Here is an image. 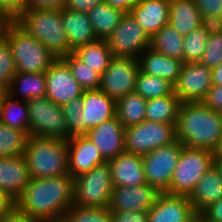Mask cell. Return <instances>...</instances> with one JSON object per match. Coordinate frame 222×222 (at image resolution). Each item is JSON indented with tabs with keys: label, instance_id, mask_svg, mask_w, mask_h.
<instances>
[{
	"label": "cell",
	"instance_id": "1",
	"mask_svg": "<svg viewBox=\"0 0 222 222\" xmlns=\"http://www.w3.org/2000/svg\"><path fill=\"white\" fill-rule=\"evenodd\" d=\"M74 178L69 175L31 178L15 208L45 222H61L73 205Z\"/></svg>",
	"mask_w": 222,
	"mask_h": 222
},
{
	"label": "cell",
	"instance_id": "2",
	"mask_svg": "<svg viewBox=\"0 0 222 222\" xmlns=\"http://www.w3.org/2000/svg\"><path fill=\"white\" fill-rule=\"evenodd\" d=\"M176 137L184 146L217 152L222 141V113L203 102L181 103Z\"/></svg>",
	"mask_w": 222,
	"mask_h": 222
},
{
	"label": "cell",
	"instance_id": "3",
	"mask_svg": "<svg viewBox=\"0 0 222 222\" xmlns=\"http://www.w3.org/2000/svg\"><path fill=\"white\" fill-rule=\"evenodd\" d=\"M9 43L20 73H45L57 58L15 21H5L0 33Z\"/></svg>",
	"mask_w": 222,
	"mask_h": 222
},
{
	"label": "cell",
	"instance_id": "4",
	"mask_svg": "<svg viewBox=\"0 0 222 222\" xmlns=\"http://www.w3.org/2000/svg\"><path fill=\"white\" fill-rule=\"evenodd\" d=\"M14 21L39 40L57 59L70 53L60 9H24Z\"/></svg>",
	"mask_w": 222,
	"mask_h": 222
},
{
	"label": "cell",
	"instance_id": "5",
	"mask_svg": "<svg viewBox=\"0 0 222 222\" xmlns=\"http://www.w3.org/2000/svg\"><path fill=\"white\" fill-rule=\"evenodd\" d=\"M23 156L31 178L69 175L66 140L28 136Z\"/></svg>",
	"mask_w": 222,
	"mask_h": 222
},
{
	"label": "cell",
	"instance_id": "6",
	"mask_svg": "<svg viewBox=\"0 0 222 222\" xmlns=\"http://www.w3.org/2000/svg\"><path fill=\"white\" fill-rule=\"evenodd\" d=\"M213 164V152L183 146L171 178L170 187L165 193L189 197L197 183Z\"/></svg>",
	"mask_w": 222,
	"mask_h": 222
},
{
	"label": "cell",
	"instance_id": "7",
	"mask_svg": "<svg viewBox=\"0 0 222 222\" xmlns=\"http://www.w3.org/2000/svg\"><path fill=\"white\" fill-rule=\"evenodd\" d=\"M113 187L106 161L74 178L73 204L109 208Z\"/></svg>",
	"mask_w": 222,
	"mask_h": 222
},
{
	"label": "cell",
	"instance_id": "8",
	"mask_svg": "<svg viewBox=\"0 0 222 222\" xmlns=\"http://www.w3.org/2000/svg\"><path fill=\"white\" fill-rule=\"evenodd\" d=\"M29 109V136L69 139V130L62 107L46 96L27 101Z\"/></svg>",
	"mask_w": 222,
	"mask_h": 222
},
{
	"label": "cell",
	"instance_id": "9",
	"mask_svg": "<svg viewBox=\"0 0 222 222\" xmlns=\"http://www.w3.org/2000/svg\"><path fill=\"white\" fill-rule=\"evenodd\" d=\"M176 141V124L144 120L125 128V151L129 153L143 156Z\"/></svg>",
	"mask_w": 222,
	"mask_h": 222
},
{
	"label": "cell",
	"instance_id": "10",
	"mask_svg": "<svg viewBox=\"0 0 222 222\" xmlns=\"http://www.w3.org/2000/svg\"><path fill=\"white\" fill-rule=\"evenodd\" d=\"M183 146L177 140L143 155L142 163L146 183L155 187L160 193H165L170 187Z\"/></svg>",
	"mask_w": 222,
	"mask_h": 222
},
{
	"label": "cell",
	"instance_id": "11",
	"mask_svg": "<svg viewBox=\"0 0 222 222\" xmlns=\"http://www.w3.org/2000/svg\"><path fill=\"white\" fill-rule=\"evenodd\" d=\"M113 57L133 58L151 47V37L144 31L138 21L125 13L113 33L106 39Z\"/></svg>",
	"mask_w": 222,
	"mask_h": 222
},
{
	"label": "cell",
	"instance_id": "12",
	"mask_svg": "<svg viewBox=\"0 0 222 222\" xmlns=\"http://www.w3.org/2000/svg\"><path fill=\"white\" fill-rule=\"evenodd\" d=\"M140 72L139 61L133 58L113 57L101 75L99 89L117 101L123 96L135 92Z\"/></svg>",
	"mask_w": 222,
	"mask_h": 222
},
{
	"label": "cell",
	"instance_id": "13",
	"mask_svg": "<svg viewBox=\"0 0 222 222\" xmlns=\"http://www.w3.org/2000/svg\"><path fill=\"white\" fill-rule=\"evenodd\" d=\"M211 86V68L200 61L186 62L174 83V93L181 103L202 102Z\"/></svg>",
	"mask_w": 222,
	"mask_h": 222
},
{
	"label": "cell",
	"instance_id": "14",
	"mask_svg": "<svg viewBox=\"0 0 222 222\" xmlns=\"http://www.w3.org/2000/svg\"><path fill=\"white\" fill-rule=\"evenodd\" d=\"M45 82V96L61 107L71 99L81 97L84 91L62 59H57L45 72Z\"/></svg>",
	"mask_w": 222,
	"mask_h": 222
},
{
	"label": "cell",
	"instance_id": "15",
	"mask_svg": "<svg viewBox=\"0 0 222 222\" xmlns=\"http://www.w3.org/2000/svg\"><path fill=\"white\" fill-rule=\"evenodd\" d=\"M160 192L148 183L138 186H114L109 210L112 212L149 211Z\"/></svg>",
	"mask_w": 222,
	"mask_h": 222
},
{
	"label": "cell",
	"instance_id": "16",
	"mask_svg": "<svg viewBox=\"0 0 222 222\" xmlns=\"http://www.w3.org/2000/svg\"><path fill=\"white\" fill-rule=\"evenodd\" d=\"M196 213L188 196L160 193L148 211V222H193Z\"/></svg>",
	"mask_w": 222,
	"mask_h": 222
},
{
	"label": "cell",
	"instance_id": "17",
	"mask_svg": "<svg viewBox=\"0 0 222 222\" xmlns=\"http://www.w3.org/2000/svg\"><path fill=\"white\" fill-rule=\"evenodd\" d=\"M85 136L93 142L106 161L125 151V127L117 116L92 128Z\"/></svg>",
	"mask_w": 222,
	"mask_h": 222
},
{
	"label": "cell",
	"instance_id": "18",
	"mask_svg": "<svg viewBox=\"0 0 222 222\" xmlns=\"http://www.w3.org/2000/svg\"><path fill=\"white\" fill-rule=\"evenodd\" d=\"M83 135L116 116V101L100 89L85 90L82 94Z\"/></svg>",
	"mask_w": 222,
	"mask_h": 222
},
{
	"label": "cell",
	"instance_id": "19",
	"mask_svg": "<svg viewBox=\"0 0 222 222\" xmlns=\"http://www.w3.org/2000/svg\"><path fill=\"white\" fill-rule=\"evenodd\" d=\"M69 174L75 178L105 163L100 151L85 135L73 136L67 140Z\"/></svg>",
	"mask_w": 222,
	"mask_h": 222
},
{
	"label": "cell",
	"instance_id": "20",
	"mask_svg": "<svg viewBox=\"0 0 222 222\" xmlns=\"http://www.w3.org/2000/svg\"><path fill=\"white\" fill-rule=\"evenodd\" d=\"M30 181L31 176L23 155L0 157V190L16 201Z\"/></svg>",
	"mask_w": 222,
	"mask_h": 222
},
{
	"label": "cell",
	"instance_id": "21",
	"mask_svg": "<svg viewBox=\"0 0 222 222\" xmlns=\"http://www.w3.org/2000/svg\"><path fill=\"white\" fill-rule=\"evenodd\" d=\"M113 186H138L146 183L142 155L122 152L108 161Z\"/></svg>",
	"mask_w": 222,
	"mask_h": 222
},
{
	"label": "cell",
	"instance_id": "22",
	"mask_svg": "<svg viewBox=\"0 0 222 222\" xmlns=\"http://www.w3.org/2000/svg\"><path fill=\"white\" fill-rule=\"evenodd\" d=\"M169 0H140L130 14L138 21L148 36L152 37L169 24Z\"/></svg>",
	"mask_w": 222,
	"mask_h": 222
},
{
	"label": "cell",
	"instance_id": "23",
	"mask_svg": "<svg viewBox=\"0 0 222 222\" xmlns=\"http://www.w3.org/2000/svg\"><path fill=\"white\" fill-rule=\"evenodd\" d=\"M61 15L70 46V53L79 46L98 40L90 23L88 13L63 8L61 9Z\"/></svg>",
	"mask_w": 222,
	"mask_h": 222
},
{
	"label": "cell",
	"instance_id": "24",
	"mask_svg": "<svg viewBox=\"0 0 222 222\" xmlns=\"http://www.w3.org/2000/svg\"><path fill=\"white\" fill-rule=\"evenodd\" d=\"M138 61L141 72L167 79L173 84L176 82L184 63L156 52L151 47L143 51Z\"/></svg>",
	"mask_w": 222,
	"mask_h": 222
},
{
	"label": "cell",
	"instance_id": "25",
	"mask_svg": "<svg viewBox=\"0 0 222 222\" xmlns=\"http://www.w3.org/2000/svg\"><path fill=\"white\" fill-rule=\"evenodd\" d=\"M222 197V177L217 167H212L204 174L189 196L194 210L199 213Z\"/></svg>",
	"mask_w": 222,
	"mask_h": 222
},
{
	"label": "cell",
	"instance_id": "26",
	"mask_svg": "<svg viewBox=\"0 0 222 222\" xmlns=\"http://www.w3.org/2000/svg\"><path fill=\"white\" fill-rule=\"evenodd\" d=\"M204 23L194 0L170 1L169 24L181 35H188Z\"/></svg>",
	"mask_w": 222,
	"mask_h": 222
},
{
	"label": "cell",
	"instance_id": "27",
	"mask_svg": "<svg viewBox=\"0 0 222 222\" xmlns=\"http://www.w3.org/2000/svg\"><path fill=\"white\" fill-rule=\"evenodd\" d=\"M14 99L28 101L46 95L45 73L17 72L6 91ZM19 95V96H18ZM19 97V98H18Z\"/></svg>",
	"mask_w": 222,
	"mask_h": 222
},
{
	"label": "cell",
	"instance_id": "28",
	"mask_svg": "<svg viewBox=\"0 0 222 222\" xmlns=\"http://www.w3.org/2000/svg\"><path fill=\"white\" fill-rule=\"evenodd\" d=\"M0 123L22 130L29 136L27 101L14 99L6 92H0Z\"/></svg>",
	"mask_w": 222,
	"mask_h": 222
},
{
	"label": "cell",
	"instance_id": "29",
	"mask_svg": "<svg viewBox=\"0 0 222 222\" xmlns=\"http://www.w3.org/2000/svg\"><path fill=\"white\" fill-rule=\"evenodd\" d=\"M90 23L99 40H106L120 23L124 12L103 2L88 12Z\"/></svg>",
	"mask_w": 222,
	"mask_h": 222
},
{
	"label": "cell",
	"instance_id": "30",
	"mask_svg": "<svg viewBox=\"0 0 222 222\" xmlns=\"http://www.w3.org/2000/svg\"><path fill=\"white\" fill-rule=\"evenodd\" d=\"M181 101L175 93L147 100L145 120L159 123H177Z\"/></svg>",
	"mask_w": 222,
	"mask_h": 222
},
{
	"label": "cell",
	"instance_id": "31",
	"mask_svg": "<svg viewBox=\"0 0 222 222\" xmlns=\"http://www.w3.org/2000/svg\"><path fill=\"white\" fill-rule=\"evenodd\" d=\"M72 53L101 75L105 72L113 58L106 40L99 39L89 44L79 46Z\"/></svg>",
	"mask_w": 222,
	"mask_h": 222
},
{
	"label": "cell",
	"instance_id": "32",
	"mask_svg": "<svg viewBox=\"0 0 222 222\" xmlns=\"http://www.w3.org/2000/svg\"><path fill=\"white\" fill-rule=\"evenodd\" d=\"M183 42L184 36L167 24L151 37V48L167 57L183 61Z\"/></svg>",
	"mask_w": 222,
	"mask_h": 222
},
{
	"label": "cell",
	"instance_id": "33",
	"mask_svg": "<svg viewBox=\"0 0 222 222\" xmlns=\"http://www.w3.org/2000/svg\"><path fill=\"white\" fill-rule=\"evenodd\" d=\"M146 104L141 95L129 93L116 101V116L125 128L137 125L145 120Z\"/></svg>",
	"mask_w": 222,
	"mask_h": 222
},
{
	"label": "cell",
	"instance_id": "34",
	"mask_svg": "<svg viewBox=\"0 0 222 222\" xmlns=\"http://www.w3.org/2000/svg\"><path fill=\"white\" fill-rule=\"evenodd\" d=\"M135 92L144 99L160 98L174 93V84L169 80L139 72Z\"/></svg>",
	"mask_w": 222,
	"mask_h": 222
},
{
	"label": "cell",
	"instance_id": "35",
	"mask_svg": "<svg viewBox=\"0 0 222 222\" xmlns=\"http://www.w3.org/2000/svg\"><path fill=\"white\" fill-rule=\"evenodd\" d=\"M213 26L208 23L202 24L191 33L184 36L183 42V62L200 61L206 48Z\"/></svg>",
	"mask_w": 222,
	"mask_h": 222
},
{
	"label": "cell",
	"instance_id": "36",
	"mask_svg": "<svg viewBox=\"0 0 222 222\" xmlns=\"http://www.w3.org/2000/svg\"><path fill=\"white\" fill-rule=\"evenodd\" d=\"M62 60L70 68L73 78L85 90H96L100 87L101 74L82 62L73 53H69Z\"/></svg>",
	"mask_w": 222,
	"mask_h": 222
},
{
	"label": "cell",
	"instance_id": "37",
	"mask_svg": "<svg viewBox=\"0 0 222 222\" xmlns=\"http://www.w3.org/2000/svg\"><path fill=\"white\" fill-rule=\"evenodd\" d=\"M27 138L24 131L0 123V157L23 155Z\"/></svg>",
	"mask_w": 222,
	"mask_h": 222
},
{
	"label": "cell",
	"instance_id": "38",
	"mask_svg": "<svg viewBox=\"0 0 222 222\" xmlns=\"http://www.w3.org/2000/svg\"><path fill=\"white\" fill-rule=\"evenodd\" d=\"M61 222H112L107 207H88L73 204Z\"/></svg>",
	"mask_w": 222,
	"mask_h": 222
},
{
	"label": "cell",
	"instance_id": "39",
	"mask_svg": "<svg viewBox=\"0 0 222 222\" xmlns=\"http://www.w3.org/2000/svg\"><path fill=\"white\" fill-rule=\"evenodd\" d=\"M17 73L9 43L0 34V92H6L13 76Z\"/></svg>",
	"mask_w": 222,
	"mask_h": 222
},
{
	"label": "cell",
	"instance_id": "40",
	"mask_svg": "<svg viewBox=\"0 0 222 222\" xmlns=\"http://www.w3.org/2000/svg\"><path fill=\"white\" fill-rule=\"evenodd\" d=\"M200 62L209 68L216 67L222 62V31L218 27L211 28Z\"/></svg>",
	"mask_w": 222,
	"mask_h": 222
},
{
	"label": "cell",
	"instance_id": "41",
	"mask_svg": "<svg viewBox=\"0 0 222 222\" xmlns=\"http://www.w3.org/2000/svg\"><path fill=\"white\" fill-rule=\"evenodd\" d=\"M62 110L69 130V139L73 136L83 135L82 96L71 99L62 106Z\"/></svg>",
	"mask_w": 222,
	"mask_h": 222
},
{
	"label": "cell",
	"instance_id": "42",
	"mask_svg": "<svg viewBox=\"0 0 222 222\" xmlns=\"http://www.w3.org/2000/svg\"><path fill=\"white\" fill-rule=\"evenodd\" d=\"M202 19L213 27L222 21V0H194Z\"/></svg>",
	"mask_w": 222,
	"mask_h": 222
},
{
	"label": "cell",
	"instance_id": "43",
	"mask_svg": "<svg viewBox=\"0 0 222 222\" xmlns=\"http://www.w3.org/2000/svg\"><path fill=\"white\" fill-rule=\"evenodd\" d=\"M25 9V0H0V15L5 21H14Z\"/></svg>",
	"mask_w": 222,
	"mask_h": 222
},
{
	"label": "cell",
	"instance_id": "44",
	"mask_svg": "<svg viewBox=\"0 0 222 222\" xmlns=\"http://www.w3.org/2000/svg\"><path fill=\"white\" fill-rule=\"evenodd\" d=\"M112 222H148V211L112 212Z\"/></svg>",
	"mask_w": 222,
	"mask_h": 222
},
{
	"label": "cell",
	"instance_id": "45",
	"mask_svg": "<svg viewBox=\"0 0 222 222\" xmlns=\"http://www.w3.org/2000/svg\"><path fill=\"white\" fill-rule=\"evenodd\" d=\"M202 102L208 108L222 113V85H212Z\"/></svg>",
	"mask_w": 222,
	"mask_h": 222
},
{
	"label": "cell",
	"instance_id": "46",
	"mask_svg": "<svg viewBox=\"0 0 222 222\" xmlns=\"http://www.w3.org/2000/svg\"><path fill=\"white\" fill-rule=\"evenodd\" d=\"M66 0H25V9H63Z\"/></svg>",
	"mask_w": 222,
	"mask_h": 222
},
{
	"label": "cell",
	"instance_id": "47",
	"mask_svg": "<svg viewBox=\"0 0 222 222\" xmlns=\"http://www.w3.org/2000/svg\"><path fill=\"white\" fill-rule=\"evenodd\" d=\"M103 2L104 0H66L64 8L87 13L94 6Z\"/></svg>",
	"mask_w": 222,
	"mask_h": 222
},
{
	"label": "cell",
	"instance_id": "48",
	"mask_svg": "<svg viewBox=\"0 0 222 222\" xmlns=\"http://www.w3.org/2000/svg\"><path fill=\"white\" fill-rule=\"evenodd\" d=\"M2 222H45V221L36 217H32L27 214H23L19 212L16 208H14L11 212L6 214L2 218Z\"/></svg>",
	"mask_w": 222,
	"mask_h": 222
},
{
	"label": "cell",
	"instance_id": "49",
	"mask_svg": "<svg viewBox=\"0 0 222 222\" xmlns=\"http://www.w3.org/2000/svg\"><path fill=\"white\" fill-rule=\"evenodd\" d=\"M202 213L210 220L222 222V197L218 201L210 204Z\"/></svg>",
	"mask_w": 222,
	"mask_h": 222
},
{
	"label": "cell",
	"instance_id": "50",
	"mask_svg": "<svg viewBox=\"0 0 222 222\" xmlns=\"http://www.w3.org/2000/svg\"><path fill=\"white\" fill-rule=\"evenodd\" d=\"M15 208V201L6 192L0 190V219Z\"/></svg>",
	"mask_w": 222,
	"mask_h": 222
},
{
	"label": "cell",
	"instance_id": "51",
	"mask_svg": "<svg viewBox=\"0 0 222 222\" xmlns=\"http://www.w3.org/2000/svg\"><path fill=\"white\" fill-rule=\"evenodd\" d=\"M140 0H104L105 3L121 10L124 13H129L131 8L138 4Z\"/></svg>",
	"mask_w": 222,
	"mask_h": 222
},
{
	"label": "cell",
	"instance_id": "52",
	"mask_svg": "<svg viewBox=\"0 0 222 222\" xmlns=\"http://www.w3.org/2000/svg\"><path fill=\"white\" fill-rule=\"evenodd\" d=\"M212 85H222V62L216 67L211 68Z\"/></svg>",
	"mask_w": 222,
	"mask_h": 222
},
{
	"label": "cell",
	"instance_id": "53",
	"mask_svg": "<svg viewBox=\"0 0 222 222\" xmlns=\"http://www.w3.org/2000/svg\"><path fill=\"white\" fill-rule=\"evenodd\" d=\"M193 222H215L207 218L202 212L196 213Z\"/></svg>",
	"mask_w": 222,
	"mask_h": 222
},
{
	"label": "cell",
	"instance_id": "54",
	"mask_svg": "<svg viewBox=\"0 0 222 222\" xmlns=\"http://www.w3.org/2000/svg\"><path fill=\"white\" fill-rule=\"evenodd\" d=\"M214 165L217 167L222 177V155H214Z\"/></svg>",
	"mask_w": 222,
	"mask_h": 222
},
{
	"label": "cell",
	"instance_id": "55",
	"mask_svg": "<svg viewBox=\"0 0 222 222\" xmlns=\"http://www.w3.org/2000/svg\"><path fill=\"white\" fill-rule=\"evenodd\" d=\"M214 155H222V141H221L220 146L217 149V152Z\"/></svg>",
	"mask_w": 222,
	"mask_h": 222
},
{
	"label": "cell",
	"instance_id": "56",
	"mask_svg": "<svg viewBox=\"0 0 222 222\" xmlns=\"http://www.w3.org/2000/svg\"><path fill=\"white\" fill-rule=\"evenodd\" d=\"M5 20L3 19V17L0 15V33L2 31V27H3V24H4Z\"/></svg>",
	"mask_w": 222,
	"mask_h": 222
},
{
	"label": "cell",
	"instance_id": "57",
	"mask_svg": "<svg viewBox=\"0 0 222 222\" xmlns=\"http://www.w3.org/2000/svg\"><path fill=\"white\" fill-rule=\"evenodd\" d=\"M217 27L222 31V21L217 25Z\"/></svg>",
	"mask_w": 222,
	"mask_h": 222
}]
</instances>
